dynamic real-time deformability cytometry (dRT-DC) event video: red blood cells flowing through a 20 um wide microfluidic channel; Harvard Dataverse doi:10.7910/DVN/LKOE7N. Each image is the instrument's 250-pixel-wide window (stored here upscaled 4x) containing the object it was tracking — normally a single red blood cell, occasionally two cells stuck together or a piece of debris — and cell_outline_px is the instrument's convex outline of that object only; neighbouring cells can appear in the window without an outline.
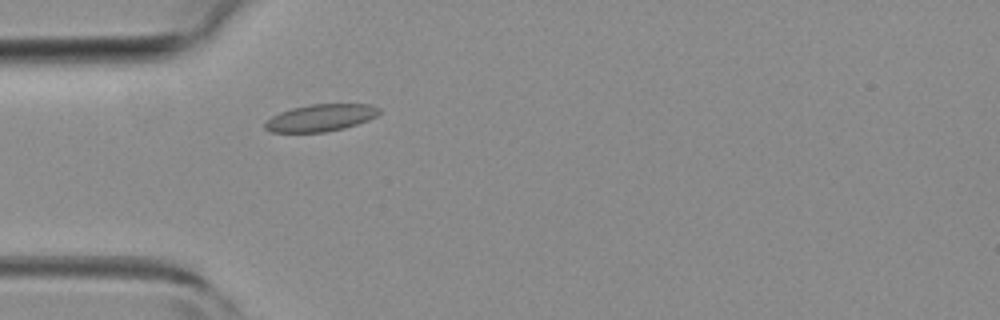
{"species": "common noctule bat (a hibernating species)", "species_latin": "Nyctalus noctula", "temperature_condition": "room temperature", "stored_images_in_passage": 26, "camera_frame_rate_fps": 3000, "um_per_image_px": 0.085, "animal": {"sex": "female", "body_mass_g": 19.3, "forearm_length_mm": 54.1}, "frame": {"image": 1, "passage_image": 1, "time_ms": 0.0, "image_size_px": [1000, 320], "cell_outline_px": [[380, 112], [376, 116], [368, 120], [344, 128], [324, 132], [268, 132], [264, 128], [264, 124], [272, 116], [280, 112], [292, 108], [312, 104], [372, 104], [380, 108]], "centroid_in_image_um": [27.25, 10.01], "position_along_channel_um": 57.7, "area_um2": 17.98}}
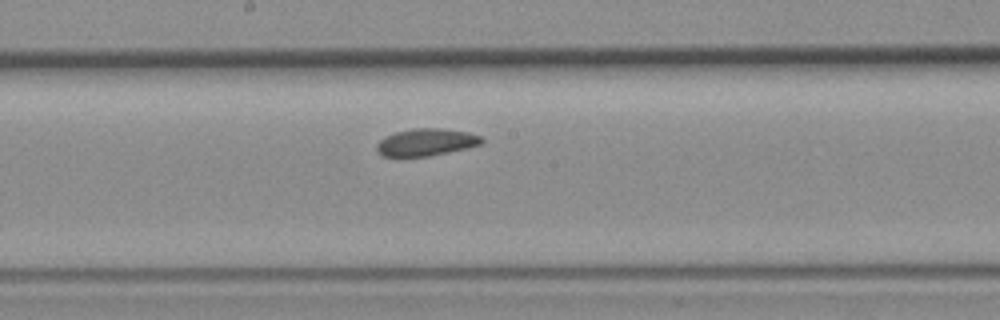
{"frame": {"image": 2, "passage_image": 11, "time_ms": 3.333, "image_size_px": [1000, 320], "cell_outline_px": [[484, 140], [480, 144], [448, 152], [428, 156], [380, 156], [376, 152], [376, 144], [384, 136], [396, 132], [412, 128], [444, 128], [468, 132], [480, 136]], "centroid_in_image_um": [36.17, 12.08], "position_along_channel_um": 212.0, "area_um2": 16.65}}
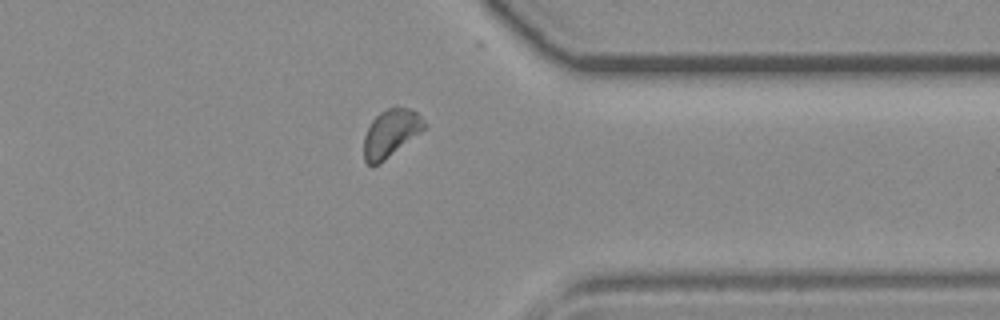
{"frame": {"image": 3, "passage_image": 22, "time_ms": 7.0, "image_size_px": [1000, 320], "cell_outline_px": [[428, 128], [380, 164], [372, 168], [364, 160], [364, 136], [372, 120], [380, 112], [396, 104], [412, 108], [428, 124]], "centroid_in_image_um": [33.26, 11.31], "position_along_channel_um": 378.1, "area_um2": 17.46}}